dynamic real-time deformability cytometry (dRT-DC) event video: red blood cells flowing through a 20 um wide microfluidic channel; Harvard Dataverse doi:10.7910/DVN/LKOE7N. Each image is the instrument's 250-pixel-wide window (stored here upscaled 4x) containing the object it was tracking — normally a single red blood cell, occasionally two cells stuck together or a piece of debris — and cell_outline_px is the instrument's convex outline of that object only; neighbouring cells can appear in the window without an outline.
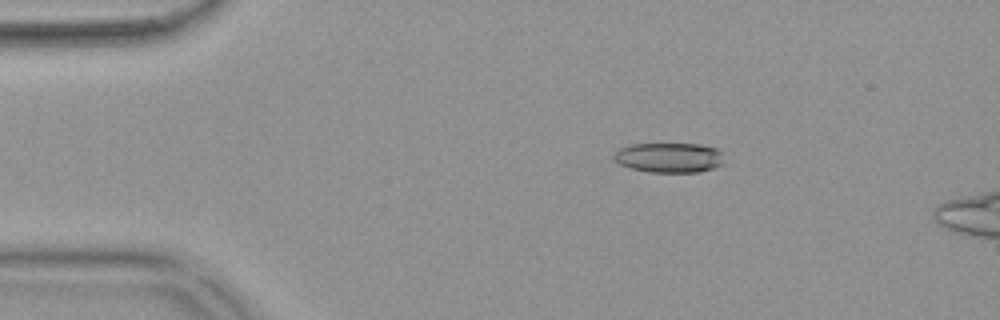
{"species": "common noctule bat (a hibernating species)", "species_latin": "Nyctalus noctula", "temperature_condition": "warm", "stored_images_in_passage": 52, "camera_frame_rate_fps": 3000, "um_per_image_px": 0.085, "animal": {"sex": "female", "body_mass_g": 18.4}, "frame": {"image": 1, "passage_image": 7, "time_ms": 2.0, "image_size_px": [1000, 320], "cell_outline_px": [[724, 164], [700, 172], [648, 172], [628, 168], [620, 164], [612, 156], [620, 148], [632, 144], [700, 144], [716, 148], [720, 152]], "centroid_in_image_um": [56.87, 13.4], "position_along_channel_um": 28.1, "area_um2": 19.19}}
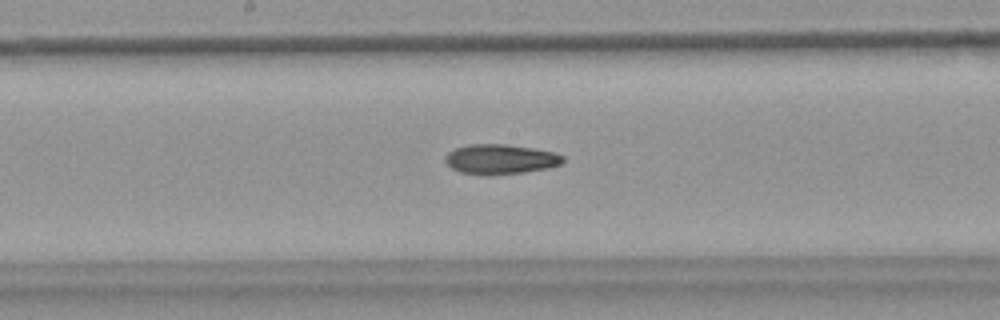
{"frame": {"image": 2, "passage_image": 26, "time_ms": 8.333, "image_size_px": [1000, 320], "cell_outline_px": [[564, 160], [560, 164], [548, 168], [524, 172], [492, 176], [488, 176], [460, 172], [452, 168], [444, 160], [444, 156], [448, 152], [456, 148], [468, 144], [508, 144], [556, 152], [564, 156]], "centroid_in_image_um": [42.53, 13.54], "position_along_channel_um": 205.7, "area_um2": 20.75}}
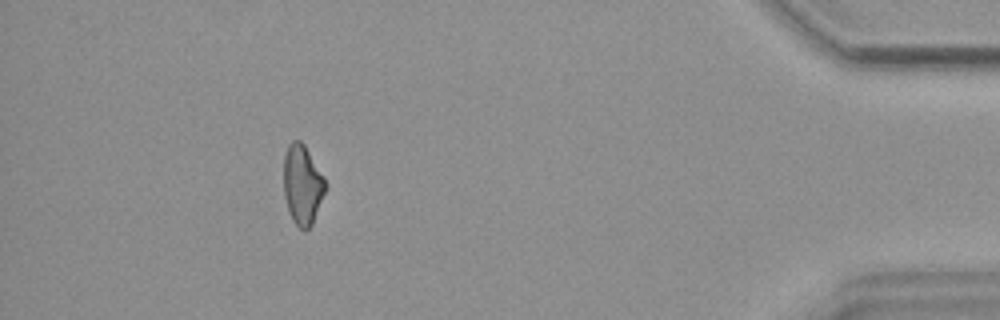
{"frame": {"image": 3, "passage_image": 47, "time_ms": 15.333, "image_size_px": [1000, 320], "cell_outline_px": [[328, 184], [312, 224], [304, 232], [292, 220], [288, 212], [284, 196], [284, 156], [288, 144], [292, 140], [300, 140], [304, 144], [324, 176]], "centroid_in_image_um": [25.7, 15.7], "position_along_channel_um": 409.5, "area_um2": 19.54}}